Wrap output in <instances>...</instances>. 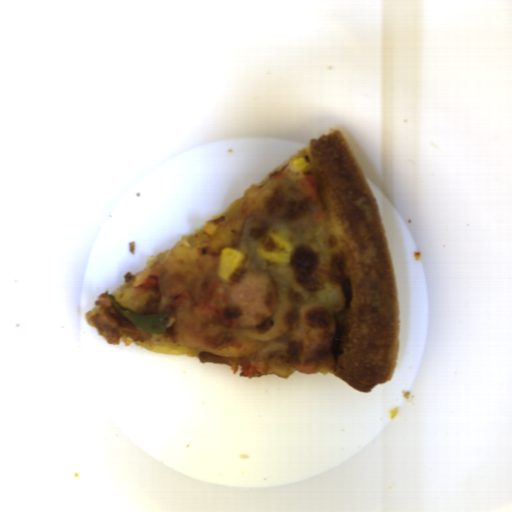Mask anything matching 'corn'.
I'll list each match as a JSON object with an SVG mask.
<instances>
[{
    "label": "corn",
    "instance_id": "obj_1",
    "mask_svg": "<svg viewBox=\"0 0 512 512\" xmlns=\"http://www.w3.org/2000/svg\"><path fill=\"white\" fill-rule=\"evenodd\" d=\"M244 255L240 250L224 248L221 253L218 275L221 278L231 276L243 261Z\"/></svg>",
    "mask_w": 512,
    "mask_h": 512
}]
</instances>
